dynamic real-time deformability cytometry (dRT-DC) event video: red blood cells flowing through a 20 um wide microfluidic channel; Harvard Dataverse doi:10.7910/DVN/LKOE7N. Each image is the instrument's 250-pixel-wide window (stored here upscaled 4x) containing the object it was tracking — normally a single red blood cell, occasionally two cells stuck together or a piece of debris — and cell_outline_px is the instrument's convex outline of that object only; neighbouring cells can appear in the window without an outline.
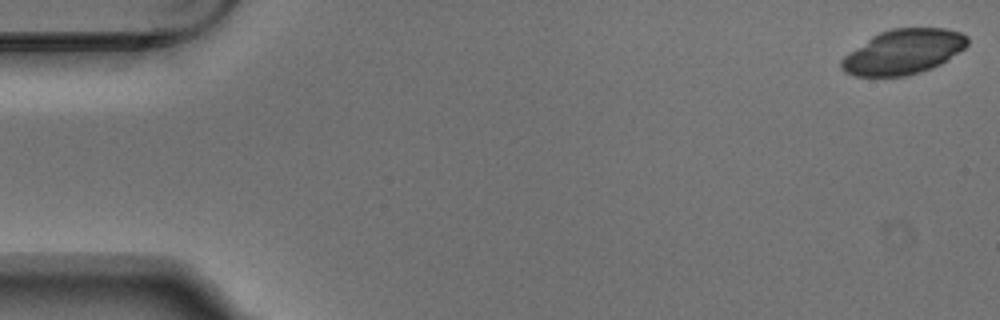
{"species": "Egyptian fruit bat (a non-hibernating species)", "species_latin": "Rousettus aegyptiacus", "temperature_condition": "warm", "stored_images_in_passage": 4, "camera_frame_rate_fps": 3000, "um_per_image_px": 0.085, "animal": {"sex": "male"}, "frame": {"image": 1, "passage_image": 1, "time_ms": 0.0, "image_size_px": [1000, 320], "cell_outline_px": [[968, 44], [964, 48], [940, 64], [920, 72], [904, 76], [852, 76], [844, 72], [840, 68], [840, 60], [848, 52], [872, 36], [880, 32], [892, 28], [944, 28], [960, 32], [968, 36]], "centroid_in_image_um": [76.74, 4.4], "position_along_channel_um": 8.3, "area_um2": 32.89}}